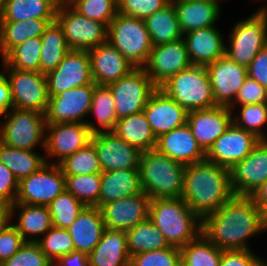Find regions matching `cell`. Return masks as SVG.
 <instances>
[{
    "label": "cell",
    "mask_w": 267,
    "mask_h": 266,
    "mask_svg": "<svg viewBox=\"0 0 267 266\" xmlns=\"http://www.w3.org/2000/svg\"><path fill=\"white\" fill-rule=\"evenodd\" d=\"M263 233L260 208L251 196L234 195L202 219V234L222 250H250L249 238Z\"/></svg>",
    "instance_id": "cell-1"
},
{
    "label": "cell",
    "mask_w": 267,
    "mask_h": 266,
    "mask_svg": "<svg viewBox=\"0 0 267 266\" xmlns=\"http://www.w3.org/2000/svg\"><path fill=\"white\" fill-rule=\"evenodd\" d=\"M233 196L229 169L206 159L185 166L181 198L201 219L220 209Z\"/></svg>",
    "instance_id": "cell-2"
},
{
    "label": "cell",
    "mask_w": 267,
    "mask_h": 266,
    "mask_svg": "<svg viewBox=\"0 0 267 266\" xmlns=\"http://www.w3.org/2000/svg\"><path fill=\"white\" fill-rule=\"evenodd\" d=\"M149 218L169 245L180 249L202 233V219L182 198L151 199Z\"/></svg>",
    "instance_id": "cell-3"
},
{
    "label": "cell",
    "mask_w": 267,
    "mask_h": 266,
    "mask_svg": "<svg viewBox=\"0 0 267 266\" xmlns=\"http://www.w3.org/2000/svg\"><path fill=\"white\" fill-rule=\"evenodd\" d=\"M184 169L185 165L156 148L142 152L139 164L142 191L150 199L181 198Z\"/></svg>",
    "instance_id": "cell-4"
},
{
    "label": "cell",
    "mask_w": 267,
    "mask_h": 266,
    "mask_svg": "<svg viewBox=\"0 0 267 266\" xmlns=\"http://www.w3.org/2000/svg\"><path fill=\"white\" fill-rule=\"evenodd\" d=\"M160 89L187 112L217 106L205 66L191 65L173 75Z\"/></svg>",
    "instance_id": "cell-5"
},
{
    "label": "cell",
    "mask_w": 267,
    "mask_h": 266,
    "mask_svg": "<svg viewBox=\"0 0 267 266\" xmlns=\"http://www.w3.org/2000/svg\"><path fill=\"white\" fill-rule=\"evenodd\" d=\"M107 41L134 68H143L146 65L153 48L145 21L120 13L108 25Z\"/></svg>",
    "instance_id": "cell-6"
},
{
    "label": "cell",
    "mask_w": 267,
    "mask_h": 266,
    "mask_svg": "<svg viewBox=\"0 0 267 266\" xmlns=\"http://www.w3.org/2000/svg\"><path fill=\"white\" fill-rule=\"evenodd\" d=\"M228 36L225 55L237 64L248 67L267 45V5L234 24Z\"/></svg>",
    "instance_id": "cell-7"
},
{
    "label": "cell",
    "mask_w": 267,
    "mask_h": 266,
    "mask_svg": "<svg viewBox=\"0 0 267 266\" xmlns=\"http://www.w3.org/2000/svg\"><path fill=\"white\" fill-rule=\"evenodd\" d=\"M3 116L0 123V141L18 148L34 150L39 144L45 148V114L32 110L12 108Z\"/></svg>",
    "instance_id": "cell-8"
},
{
    "label": "cell",
    "mask_w": 267,
    "mask_h": 266,
    "mask_svg": "<svg viewBox=\"0 0 267 266\" xmlns=\"http://www.w3.org/2000/svg\"><path fill=\"white\" fill-rule=\"evenodd\" d=\"M55 20L62 27L70 50H90L107 42L108 27L76 12L67 2H60Z\"/></svg>",
    "instance_id": "cell-9"
},
{
    "label": "cell",
    "mask_w": 267,
    "mask_h": 266,
    "mask_svg": "<svg viewBox=\"0 0 267 266\" xmlns=\"http://www.w3.org/2000/svg\"><path fill=\"white\" fill-rule=\"evenodd\" d=\"M115 101L117 119L140 113L157 89L144 68H134L118 81L107 85Z\"/></svg>",
    "instance_id": "cell-10"
},
{
    "label": "cell",
    "mask_w": 267,
    "mask_h": 266,
    "mask_svg": "<svg viewBox=\"0 0 267 266\" xmlns=\"http://www.w3.org/2000/svg\"><path fill=\"white\" fill-rule=\"evenodd\" d=\"M2 69L3 72H0L10 84L13 107L45 114L49 102L46 75L9 66H3Z\"/></svg>",
    "instance_id": "cell-11"
},
{
    "label": "cell",
    "mask_w": 267,
    "mask_h": 266,
    "mask_svg": "<svg viewBox=\"0 0 267 266\" xmlns=\"http://www.w3.org/2000/svg\"><path fill=\"white\" fill-rule=\"evenodd\" d=\"M65 189V175L59 164L46 163L19 182L15 203L48 206Z\"/></svg>",
    "instance_id": "cell-12"
},
{
    "label": "cell",
    "mask_w": 267,
    "mask_h": 266,
    "mask_svg": "<svg viewBox=\"0 0 267 266\" xmlns=\"http://www.w3.org/2000/svg\"><path fill=\"white\" fill-rule=\"evenodd\" d=\"M46 132L43 150L46 155V163H50V159H55L54 162L51 161V164H59L67 156L85 147L92 138V133L86 123L46 124Z\"/></svg>",
    "instance_id": "cell-13"
},
{
    "label": "cell",
    "mask_w": 267,
    "mask_h": 266,
    "mask_svg": "<svg viewBox=\"0 0 267 266\" xmlns=\"http://www.w3.org/2000/svg\"><path fill=\"white\" fill-rule=\"evenodd\" d=\"M95 86L96 84L92 83L71 88L55 96H49L48 107L45 112L46 124L86 123L87 120L85 119L90 116Z\"/></svg>",
    "instance_id": "cell-14"
},
{
    "label": "cell",
    "mask_w": 267,
    "mask_h": 266,
    "mask_svg": "<svg viewBox=\"0 0 267 266\" xmlns=\"http://www.w3.org/2000/svg\"><path fill=\"white\" fill-rule=\"evenodd\" d=\"M48 95L94 83L87 50H70L60 64L46 74Z\"/></svg>",
    "instance_id": "cell-15"
},
{
    "label": "cell",
    "mask_w": 267,
    "mask_h": 266,
    "mask_svg": "<svg viewBox=\"0 0 267 266\" xmlns=\"http://www.w3.org/2000/svg\"><path fill=\"white\" fill-rule=\"evenodd\" d=\"M234 195L251 196L267 180V139H261L253 150L229 169Z\"/></svg>",
    "instance_id": "cell-16"
},
{
    "label": "cell",
    "mask_w": 267,
    "mask_h": 266,
    "mask_svg": "<svg viewBox=\"0 0 267 266\" xmlns=\"http://www.w3.org/2000/svg\"><path fill=\"white\" fill-rule=\"evenodd\" d=\"M191 65L186 43L181 38L174 42L153 46L149 59L143 68L153 84L160 88L173 75Z\"/></svg>",
    "instance_id": "cell-17"
},
{
    "label": "cell",
    "mask_w": 267,
    "mask_h": 266,
    "mask_svg": "<svg viewBox=\"0 0 267 266\" xmlns=\"http://www.w3.org/2000/svg\"><path fill=\"white\" fill-rule=\"evenodd\" d=\"M261 139L233 122L206 152V160L230 169L242 161Z\"/></svg>",
    "instance_id": "cell-18"
},
{
    "label": "cell",
    "mask_w": 267,
    "mask_h": 266,
    "mask_svg": "<svg viewBox=\"0 0 267 266\" xmlns=\"http://www.w3.org/2000/svg\"><path fill=\"white\" fill-rule=\"evenodd\" d=\"M102 172L139 169L142 152L113 131L92 134Z\"/></svg>",
    "instance_id": "cell-19"
},
{
    "label": "cell",
    "mask_w": 267,
    "mask_h": 266,
    "mask_svg": "<svg viewBox=\"0 0 267 266\" xmlns=\"http://www.w3.org/2000/svg\"><path fill=\"white\" fill-rule=\"evenodd\" d=\"M217 106L230 107L248 77L247 67L237 64L226 55L206 66Z\"/></svg>",
    "instance_id": "cell-20"
},
{
    "label": "cell",
    "mask_w": 267,
    "mask_h": 266,
    "mask_svg": "<svg viewBox=\"0 0 267 266\" xmlns=\"http://www.w3.org/2000/svg\"><path fill=\"white\" fill-rule=\"evenodd\" d=\"M232 110L227 106L193 110L187 114V124L201 148L207 152L232 124Z\"/></svg>",
    "instance_id": "cell-21"
},
{
    "label": "cell",
    "mask_w": 267,
    "mask_h": 266,
    "mask_svg": "<svg viewBox=\"0 0 267 266\" xmlns=\"http://www.w3.org/2000/svg\"><path fill=\"white\" fill-rule=\"evenodd\" d=\"M150 198L142 192L100 207L106 229L127 231L149 217Z\"/></svg>",
    "instance_id": "cell-22"
},
{
    "label": "cell",
    "mask_w": 267,
    "mask_h": 266,
    "mask_svg": "<svg viewBox=\"0 0 267 266\" xmlns=\"http://www.w3.org/2000/svg\"><path fill=\"white\" fill-rule=\"evenodd\" d=\"M143 112L157 138L187 122L188 112L160 88L151 94Z\"/></svg>",
    "instance_id": "cell-23"
},
{
    "label": "cell",
    "mask_w": 267,
    "mask_h": 266,
    "mask_svg": "<svg viewBox=\"0 0 267 266\" xmlns=\"http://www.w3.org/2000/svg\"><path fill=\"white\" fill-rule=\"evenodd\" d=\"M91 74L96 85H108L127 75L134 67L108 41L88 50Z\"/></svg>",
    "instance_id": "cell-24"
},
{
    "label": "cell",
    "mask_w": 267,
    "mask_h": 266,
    "mask_svg": "<svg viewBox=\"0 0 267 266\" xmlns=\"http://www.w3.org/2000/svg\"><path fill=\"white\" fill-rule=\"evenodd\" d=\"M156 149L185 166L206 159V152L192 135L187 123L159 136Z\"/></svg>",
    "instance_id": "cell-25"
},
{
    "label": "cell",
    "mask_w": 267,
    "mask_h": 266,
    "mask_svg": "<svg viewBox=\"0 0 267 266\" xmlns=\"http://www.w3.org/2000/svg\"><path fill=\"white\" fill-rule=\"evenodd\" d=\"M223 34L215 26L183 34L192 65L207 66L225 55Z\"/></svg>",
    "instance_id": "cell-26"
},
{
    "label": "cell",
    "mask_w": 267,
    "mask_h": 266,
    "mask_svg": "<svg viewBox=\"0 0 267 266\" xmlns=\"http://www.w3.org/2000/svg\"><path fill=\"white\" fill-rule=\"evenodd\" d=\"M183 34L215 26L220 18V0H171Z\"/></svg>",
    "instance_id": "cell-27"
},
{
    "label": "cell",
    "mask_w": 267,
    "mask_h": 266,
    "mask_svg": "<svg viewBox=\"0 0 267 266\" xmlns=\"http://www.w3.org/2000/svg\"><path fill=\"white\" fill-rule=\"evenodd\" d=\"M105 224L98 207H85L67 229L74 243L75 251L90 254L99 243Z\"/></svg>",
    "instance_id": "cell-28"
},
{
    "label": "cell",
    "mask_w": 267,
    "mask_h": 266,
    "mask_svg": "<svg viewBox=\"0 0 267 266\" xmlns=\"http://www.w3.org/2000/svg\"><path fill=\"white\" fill-rule=\"evenodd\" d=\"M130 259L124 230L105 229L99 243L88 254L89 266H130Z\"/></svg>",
    "instance_id": "cell-29"
},
{
    "label": "cell",
    "mask_w": 267,
    "mask_h": 266,
    "mask_svg": "<svg viewBox=\"0 0 267 266\" xmlns=\"http://www.w3.org/2000/svg\"><path fill=\"white\" fill-rule=\"evenodd\" d=\"M139 169L111 170L101 173L98 205L142 193Z\"/></svg>",
    "instance_id": "cell-30"
},
{
    "label": "cell",
    "mask_w": 267,
    "mask_h": 266,
    "mask_svg": "<svg viewBox=\"0 0 267 266\" xmlns=\"http://www.w3.org/2000/svg\"><path fill=\"white\" fill-rule=\"evenodd\" d=\"M10 210L11 217H14L15 212L19 210L16 212V217L18 216L16 223L11 222V224L26 242H37L53 227L47 206L14 203L10 206Z\"/></svg>",
    "instance_id": "cell-31"
},
{
    "label": "cell",
    "mask_w": 267,
    "mask_h": 266,
    "mask_svg": "<svg viewBox=\"0 0 267 266\" xmlns=\"http://www.w3.org/2000/svg\"><path fill=\"white\" fill-rule=\"evenodd\" d=\"M55 19L33 18L26 21H0V53L3 58L13 47L24 41L41 37Z\"/></svg>",
    "instance_id": "cell-32"
},
{
    "label": "cell",
    "mask_w": 267,
    "mask_h": 266,
    "mask_svg": "<svg viewBox=\"0 0 267 266\" xmlns=\"http://www.w3.org/2000/svg\"><path fill=\"white\" fill-rule=\"evenodd\" d=\"M113 132L141 152L156 148L157 137L143 111L117 120Z\"/></svg>",
    "instance_id": "cell-33"
},
{
    "label": "cell",
    "mask_w": 267,
    "mask_h": 266,
    "mask_svg": "<svg viewBox=\"0 0 267 266\" xmlns=\"http://www.w3.org/2000/svg\"><path fill=\"white\" fill-rule=\"evenodd\" d=\"M144 21L153 46L174 42L183 38L176 9L172 1L147 17Z\"/></svg>",
    "instance_id": "cell-34"
},
{
    "label": "cell",
    "mask_w": 267,
    "mask_h": 266,
    "mask_svg": "<svg viewBox=\"0 0 267 266\" xmlns=\"http://www.w3.org/2000/svg\"><path fill=\"white\" fill-rule=\"evenodd\" d=\"M59 3L58 0H7L0 21L55 19Z\"/></svg>",
    "instance_id": "cell-35"
},
{
    "label": "cell",
    "mask_w": 267,
    "mask_h": 266,
    "mask_svg": "<svg viewBox=\"0 0 267 266\" xmlns=\"http://www.w3.org/2000/svg\"><path fill=\"white\" fill-rule=\"evenodd\" d=\"M0 162L4 164L20 182L37 172L46 164L44 154L34 150L18 149L0 141Z\"/></svg>",
    "instance_id": "cell-36"
},
{
    "label": "cell",
    "mask_w": 267,
    "mask_h": 266,
    "mask_svg": "<svg viewBox=\"0 0 267 266\" xmlns=\"http://www.w3.org/2000/svg\"><path fill=\"white\" fill-rule=\"evenodd\" d=\"M89 114H93L97 120V124H94L91 119L86 121L92 134L115 129L118 120L115 113V101L107 85L95 86Z\"/></svg>",
    "instance_id": "cell-37"
},
{
    "label": "cell",
    "mask_w": 267,
    "mask_h": 266,
    "mask_svg": "<svg viewBox=\"0 0 267 266\" xmlns=\"http://www.w3.org/2000/svg\"><path fill=\"white\" fill-rule=\"evenodd\" d=\"M40 72L47 74L54 70L70 51L63 29L55 20L41 36Z\"/></svg>",
    "instance_id": "cell-38"
},
{
    "label": "cell",
    "mask_w": 267,
    "mask_h": 266,
    "mask_svg": "<svg viewBox=\"0 0 267 266\" xmlns=\"http://www.w3.org/2000/svg\"><path fill=\"white\" fill-rule=\"evenodd\" d=\"M125 232L130 256L170 247L165 236L149 217Z\"/></svg>",
    "instance_id": "cell-39"
},
{
    "label": "cell",
    "mask_w": 267,
    "mask_h": 266,
    "mask_svg": "<svg viewBox=\"0 0 267 266\" xmlns=\"http://www.w3.org/2000/svg\"><path fill=\"white\" fill-rule=\"evenodd\" d=\"M222 249L204 234L181 248V266H219Z\"/></svg>",
    "instance_id": "cell-40"
},
{
    "label": "cell",
    "mask_w": 267,
    "mask_h": 266,
    "mask_svg": "<svg viewBox=\"0 0 267 266\" xmlns=\"http://www.w3.org/2000/svg\"><path fill=\"white\" fill-rule=\"evenodd\" d=\"M41 37H35L13 47L3 58L2 66L22 71L40 72Z\"/></svg>",
    "instance_id": "cell-41"
},
{
    "label": "cell",
    "mask_w": 267,
    "mask_h": 266,
    "mask_svg": "<svg viewBox=\"0 0 267 266\" xmlns=\"http://www.w3.org/2000/svg\"><path fill=\"white\" fill-rule=\"evenodd\" d=\"M65 176L89 175L102 173L95 144L91 141L85 147L67 156L59 163Z\"/></svg>",
    "instance_id": "cell-42"
},
{
    "label": "cell",
    "mask_w": 267,
    "mask_h": 266,
    "mask_svg": "<svg viewBox=\"0 0 267 266\" xmlns=\"http://www.w3.org/2000/svg\"><path fill=\"white\" fill-rule=\"evenodd\" d=\"M65 185L66 190L85 207H96L98 205L101 173L65 176Z\"/></svg>",
    "instance_id": "cell-43"
},
{
    "label": "cell",
    "mask_w": 267,
    "mask_h": 266,
    "mask_svg": "<svg viewBox=\"0 0 267 266\" xmlns=\"http://www.w3.org/2000/svg\"><path fill=\"white\" fill-rule=\"evenodd\" d=\"M54 227L68 229L85 206L66 189L48 206Z\"/></svg>",
    "instance_id": "cell-44"
},
{
    "label": "cell",
    "mask_w": 267,
    "mask_h": 266,
    "mask_svg": "<svg viewBox=\"0 0 267 266\" xmlns=\"http://www.w3.org/2000/svg\"><path fill=\"white\" fill-rule=\"evenodd\" d=\"M240 108L239 112L232 114L233 123L260 139H267V134L263 131L267 124V103L242 105Z\"/></svg>",
    "instance_id": "cell-45"
},
{
    "label": "cell",
    "mask_w": 267,
    "mask_h": 266,
    "mask_svg": "<svg viewBox=\"0 0 267 266\" xmlns=\"http://www.w3.org/2000/svg\"><path fill=\"white\" fill-rule=\"evenodd\" d=\"M67 3L80 15L107 27L118 14L117 0H69Z\"/></svg>",
    "instance_id": "cell-46"
},
{
    "label": "cell",
    "mask_w": 267,
    "mask_h": 266,
    "mask_svg": "<svg viewBox=\"0 0 267 266\" xmlns=\"http://www.w3.org/2000/svg\"><path fill=\"white\" fill-rule=\"evenodd\" d=\"M51 262L75 251L74 243L67 229L52 227L36 242Z\"/></svg>",
    "instance_id": "cell-47"
},
{
    "label": "cell",
    "mask_w": 267,
    "mask_h": 266,
    "mask_svg": "<svg viewBox=\"0 0 267 266\" xmlns=\"http://www.w3.org/2000/svg\"><path fill=\"white\" fill-rule=\"evenodd\" d=\"M130 266H181V249L170 246L132 255Z\"/></svg>",
    "instance_id": "cell-48"
},
{
    "label": "cell",
    "mask_w": 267,
    "mask_h": 266,
    "mask_svg": "<svg viewBox=\"0 0 267 266\" xmlns=\"http://www.w3.org/2000/svg\"><path fill=\"white\" fill-rule=\"evenodd\" d=\"M51 261L46 257L36 242H25L23 246L0 266H50Z\"/></svg>",
    "instance_id": "cell-49"
},
{
    "label": "cell",
    "mask_w": 267,
    "mask_h": 266,
    "mask_svg": "<svg viewBox=\"0 0 267 266\" xmlns=\"http://www.w3.org/2000/svg\"><path fill=\"white\" fill-rule=\"evenodd\" d=\"M171 0H117L118 13L145 20Z\"/></svg>",
    "instance_id": "cell-50"
},
{
    "label": "cell",
    "mask_w": 267,
    "mask_h": 266,
    "mask_svg": "<svg viewBox=\"0 0 267 266\" xmlns=\"http://www.w3.org/2000/svg\"><path fill=\"white\" fill-rule=\"evenodd\" d=\"M260 103H267V89L261 86L256 80L247 77L242 87L239 89L233 104L229 108L234 112L237 105L242 106Z\"/></svg>",
    "instance_id": "cell-51"
},
{
    "label": "cell",
    "mask_w": 267,
    "mask_h": 266,
    "mask_svg": "<svg viewBox=\"0 0 267 266\" xmlns=\"http://www.w3.org/2000/svg\"><path fill=\"white\" fill-rule=\"evenodd\" d=\"M253 250H222L219 266H265Z\"/></svg>",
    "instance_id": "cell-52"
},
{
    "label": "cell",
    "mask_w": 267,
    "mask_h": 266,
    "mask_svg": "<svg viewBox=\"0 0 267 266\" xmlns=\"http://www.w3.org/2000/svg\"><path fill=\"white\" fill-rule=\"evenodd\" d=\"M25 242L18 230L10 224L0 234V264L10 259Z\"/></svg>",
    "instance_id": "cell-53"
},
{
    "label": "cell",
    "mask_w": 267,
    "mask_h": 266,
    "mask_svg": "<svg viewBox=\"0 0 267 266\" xmlns=\"http://www.w3.org/2000/svg\"><path fill=\"white\" fill-rule=\"evenodd\" d=\"M19 181L14 174L0 162V204L13 205L16 201Z\"/></svg>",
    "instance_id": "cell-54"
},
{
    "label": "cell",
    "mask_w": 267,
    "mask_h": 266,
    "mask_svg": "<svg viewBox=\"0 0 267 266\" xmlns=\"http://www.w3.org/2000/svg\"><path fill=\"white\" fill-rule=\"evenodd\" d=\"M248 77L267 89V45L263 47L247 67Z\"/></svg>",
    "instance_id": "cell-55"
},
{
    "label": "cell",
    "mask_w": 267,
    "mask_h": 266,
    "mask_svg": "<svg viewBox=\"0 0 267 266\" xmlns=\"http://www.w3.org/2000/svg\"><path fill=\"white\" fill-rule=\"evenodd\" d=\"M13 108L10 84L6 77L0 72V115Z\"/></svg>",
    "instance_id": "cell-56"
},
{
    "label": "cell",
    "mask_w": 267,
    "mask_h": 266,
    "mask_svg": "<svg viewBox=\"0 0 267 266\" xmlns=\"http://www.w3.org/2000/svg\"><path fill=\"white\" fill-rule=\"evenodd\" d=\"M56 263L59 266H89L88 255L80 251H73L67 255H63Z\"/></svg>",
    "instance_id": "cell-57"
},
{
    "label": "cell",
    "mask_w": 267,
    "mask_h": 266,
    "mask_svg": "<svg viewBox=\"0 0 267 266\" xmlns=\"http://www.w3.org/2000/svg\"><path fill=\"white\" fill-rule=\"evenodd\" d=\"M14 218L11 217L9 205L0 204V234L11 224Z\"/></svg>",
    "instance_id": "cell-58"
},
{
    "label": "cell",
    "mask_w": 267,
    "mask_h": 266,
    "mask_svg": "<svg viewBox=\"0 0 267 266\" xmlns=\"http://www.w3.org/2000/svg\"><path fill=\"white\" fill-rule=\"evenodd\" d=\"M251 197L259 208L267 204V180L251 195Z\"/></svg>",
    "instance_id": "cell-59"
},
{
    "label": "cell",
    "mask_w": 267,
    "mask_h": 266,
    "mask_svg": "<svg viewBox=\"0 0 267 266\" xmlns=\"http://www.w3.org/2000/svg\"><path fill=\"white\" fill-rule=\"evenodd\" d=\"M260 218L262 231L267 232V204L260 207Z\"/></svg>",
    "instance_id": "cell-60"
},
{
    "label": "cell",
    "mask_w": 267,
    "mask_h": 266,
    "mask_svg": "<svg viewBox=\"0 0 267 266\" xmlns=\"http://www.w3.org/2000/svg\"><path fill=\"white\" fill-rule=\"evenodd\" d=\"M7 0H0V16L2 15Z\"/></svg>",
    "instance_id": "cell-61"
},
{
    "label": "cell",
    "mask_w": 267,
    "mask_h": 266,
    "mask_svg": "<svg viewBox=\"0 0 267 266\" xmlns=\"http://www.w3.org/2000/svg\"><path fill=\"white\" fill-rule=\"evenodd\" d=\"M50 266H59L56 262H51Z\"/></svg>",
    "instance_id": "cell-62"
},
{
    "label": "cell",
    "mask_w": 267,
    "mask_h": 266,
    "mask_svg": "<svg viewBox=\"0 0 267 266\" xmlns=\"http://www.w3.org/2000/svg\"><path fill=\"white\" fill-rule=\"evenodd\" d=\"M59 2H68L69 0H58Z\"/></svg>",
    "instance_id": "cell-63"
}]
</instances>
